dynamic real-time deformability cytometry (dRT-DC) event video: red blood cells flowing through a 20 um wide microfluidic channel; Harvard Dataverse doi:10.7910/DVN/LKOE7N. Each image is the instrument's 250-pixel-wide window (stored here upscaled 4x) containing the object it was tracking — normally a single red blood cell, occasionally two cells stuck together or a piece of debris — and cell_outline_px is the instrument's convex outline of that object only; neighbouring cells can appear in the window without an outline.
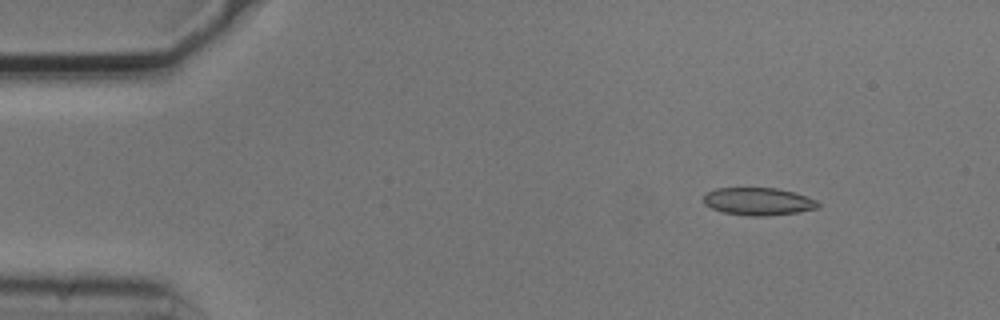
{"species": "common noctule bat (a hibernating species)", "species_latin": "Nyctalus noctula", "temperature_condition": "cold", "stored_images_in_passage": 54, "camera_frame_rate_fps": 3000, "um_per_image_px": 0.085, "animal": {"sex": "male", "body_mass_g": 20.5, "forearm_length_mm": 52.5}, "frame": {"image": 1, "passage_image": 7, "time_ms": 2.0, "image_size_px": [1000, 320], "cell_outline_px": [[820, 208], [796, 212], [768, 216], [748, 216], [724, 212], [712, 208], [704, 204], [704, 192], [716, 188], [776, 188], [792, 192], [816, 200], [820, 204]], "centroid_in_image_um": [64.43, 17.12], "position_along_channel_um": 20.6, "area_um2": 18.38}}
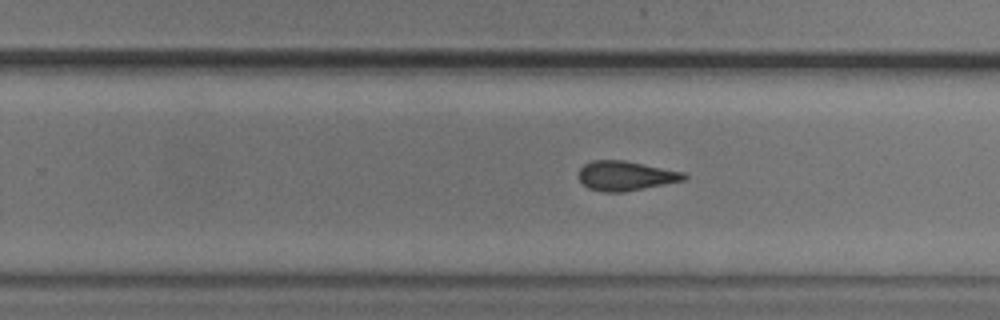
{"frame": {"image": 2, "passage_image": 34, "time_ms": 11.0, "image_size_px": [1000, 320], "cell_outline_px": [[688, 176], [684, 180], [624, 192], [604, 192], [588, 188], [580, 180], [580, 168], [584, 164], [592, 160], [624, 160], [684, 172]], "centroid_in_image_um": [53.18, 14.94], "position_along_channel_um": 276.6, "area_um2": 17.98}}
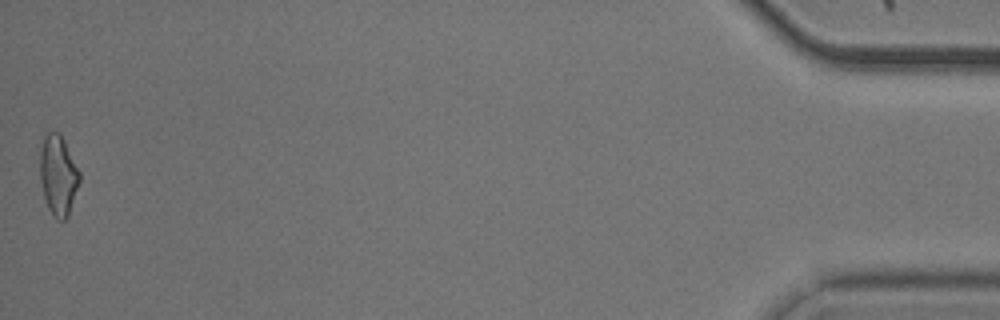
{"frame": {"image": 3, "passage_image": 54, "time_ms": 17.667, "image_size_px": [1000, 320], "cell_outline_px": [[80, 180], [68, 216], [64, 220], [56, 220], [52, 216], [48, 208], [44, 196], [40, 180], [40, 152], [44, 136], [48, 132], [60, 132], [80, 172]], "centroid_in_image_um": [4.94, 14.9], "position_along_channel_um": 430.3, "area_um2": 18.44}, "authors_computed_cell_mechanics": {"area_um2": 18.4382, "velocity_mm_per_s": 3.7449, "shape_relaxation_time_tau1_ms": 10.932, "shape_relaxation_time_tau2_ms": 1.6117, "deformation_change_tau1": 0.2188, "deformation_change_tau2": 0.0861}}